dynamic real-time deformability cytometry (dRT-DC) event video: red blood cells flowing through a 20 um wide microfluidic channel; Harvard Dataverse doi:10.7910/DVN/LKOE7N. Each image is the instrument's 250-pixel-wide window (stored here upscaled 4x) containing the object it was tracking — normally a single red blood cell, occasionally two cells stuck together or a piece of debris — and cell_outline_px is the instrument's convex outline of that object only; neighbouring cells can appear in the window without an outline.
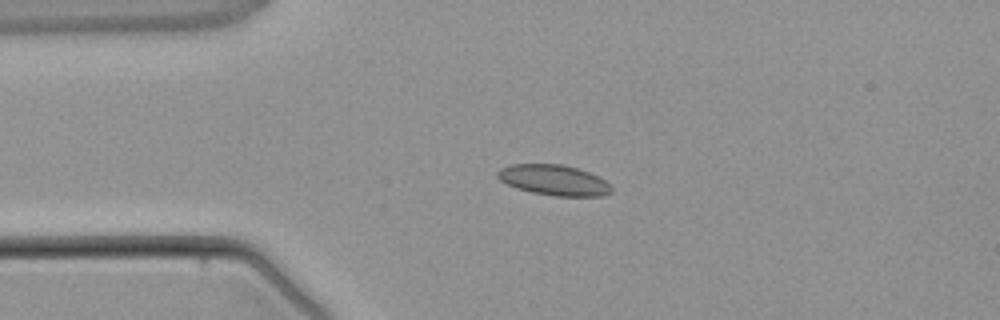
{"species": "common noctule bat (a hibernating species)", "species_latin": "Nyctalus noctula", "temperature_condition": "warm", "stored_images_in_passage": 3, "camera_frame_rate_fps": 3000, "um_per_image_px": 0.085, "animal": {"sex": "male", "body_mass_g": 21.5, "forearm_length_mm": 52.0}, "frame": {"image": 1, "passage_image": 2, "time_ms": 1.0, "image_size_px": [1000, 320], "cell_outline_px": [[612, 192], [604, 196], [552, 196], [532, 192], [516, 188], [500, 180], [496, 176], [496, 172], [500, 168], [512, 164], [560, 164], [576, 168], [588, 172], [604, 180], [612, 188]], "centroid_in_image_um": [47.05, 15.31], "position_along_channel_um": 37.9, "area_um2": 20.17}}
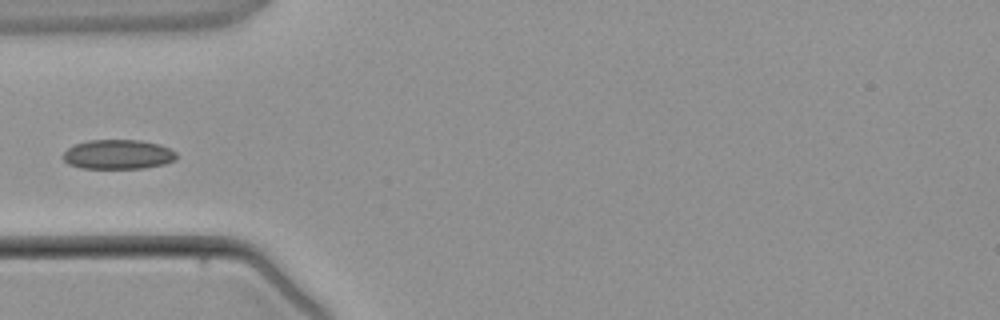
{"frame": {"image": 2, "passage_image": 3, "time_ms": 2.333, "image_size_px": [1000, 320], "cell_outline_px": [[176, 160], [164, 164], [144, 168], [80, 168], [68, 164], [60, 156], [68, 148], [76, 144], [88, 140], [140, 140], [160, 144], [176, 152]], "centroid_in_image_um": [10.02, 13.12], "position_along_channel_um": 75.0, "area_um2": 19.59}}